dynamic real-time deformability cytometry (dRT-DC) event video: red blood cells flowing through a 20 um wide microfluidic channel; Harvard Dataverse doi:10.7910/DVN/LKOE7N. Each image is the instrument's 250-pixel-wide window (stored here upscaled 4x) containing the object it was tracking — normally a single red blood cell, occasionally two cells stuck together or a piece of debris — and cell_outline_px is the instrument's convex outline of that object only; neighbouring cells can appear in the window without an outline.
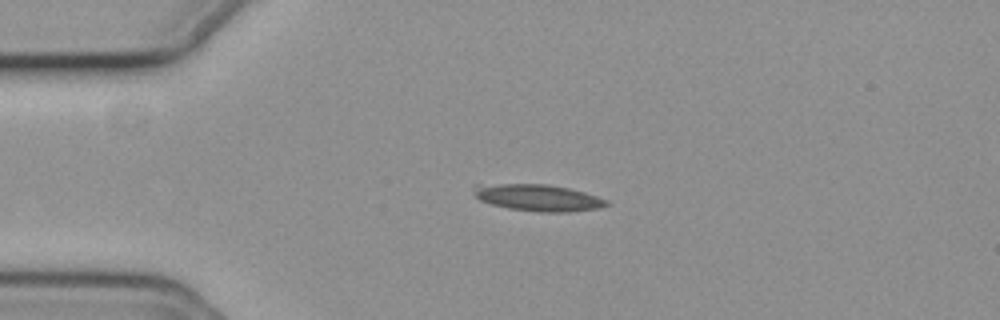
{"species": "common noctule bat (a hibernating species)", "species_latin": "Nyctalus noctula", "temperature_condition": "cold", "stored_images_in_passage": 18, "camera_frame_rate_fps": 3000, "um_per_image_px": 0.085, "animal": {"sex": "female", "body_mass_g": 19.3, "forearm_length_mm": 54.1}, "frame": {"image": 1, "passage_image": 12, "time_ms": 3.667, "image_size_px": [1000, 320], "cell_outline_px": [[608, 204], [596, 208], [568, 212], [540, 212], [508, 208], [492, 204], [480, 200], [476, 196], [472, 184], [548, 184], [568, 188], [584, 192], [608, 200]], "centroid_in_image_um": [45.69, 16.79], "position_along_channel_um": 39.3, "area_um2": 20.46}}
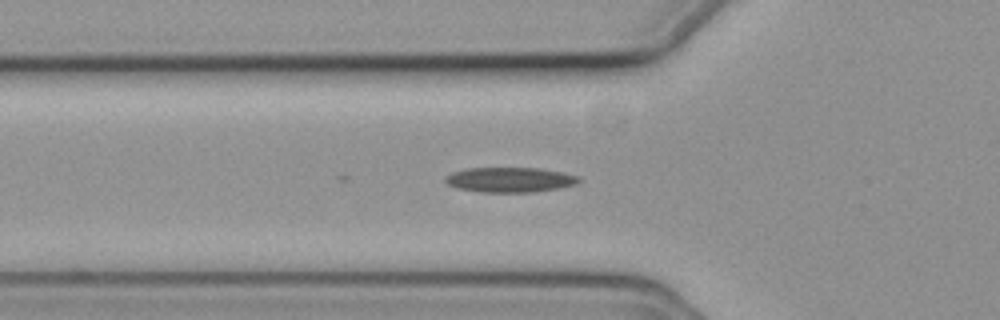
{"frame": {"image": 2, "passage_image": 18, "time_ms": 5.667, "image_size_px": [1000, 320], "cell_outline_px": [[580, 180], [576, 184], [560, 188], [532, 192], [480, 192], [456, 188], [448, 184], [444, 180], [444, 176], [452, 172], [464, 168], [540, 168], [580, 176]], "centroid_in_image_um": [43.31, 15.28], "position_along_channel_um": 82.5, "area_um2": 19.54}}